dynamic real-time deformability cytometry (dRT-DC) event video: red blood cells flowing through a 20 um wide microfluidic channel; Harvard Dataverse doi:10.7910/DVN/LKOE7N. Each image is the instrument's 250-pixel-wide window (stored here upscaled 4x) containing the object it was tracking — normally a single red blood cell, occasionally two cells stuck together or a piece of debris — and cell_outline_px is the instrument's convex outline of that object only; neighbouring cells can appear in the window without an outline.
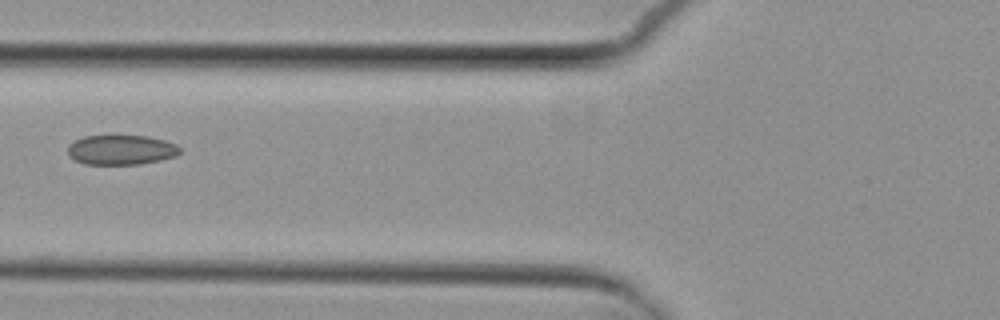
{"species": "common noctule bat (a hibernating species)", "species_latin": "Nyctalus noctula", "temperature_condition": "cold", "stored_images_in_passage": 7, "camera_frame_rate_fps": 3000, "um_per_image_px": 0.085, "animal": {"sex": "female", "body_mass_g": 29.2, "forearm_length_mm": 56.3}, "frame": {"image": 1, "passage_image": 7, "time_ms": 7.0, "image_size_px": [1000, 320], "cell_outline_px": [[180, 152], [176, 156], [160, 160], [140, 164], [84, 164], [76, 160], [68, 152], [68, 144], [84, 136], [148, 136], [164, 140], [176, 144], [180, 148]], "centroid_in_image_um": [10.32, 12.74], "position_along_channel_um": 115.5, "area_um2": 19.31}}